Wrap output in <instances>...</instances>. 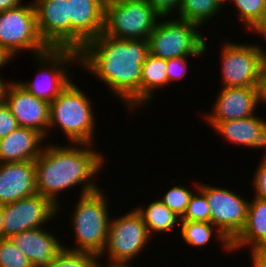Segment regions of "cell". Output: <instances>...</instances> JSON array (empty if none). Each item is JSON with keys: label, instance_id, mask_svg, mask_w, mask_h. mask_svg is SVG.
<instances>
[{"label": "cell", "instance_id": "obj_1", "mask_svg": "<svg viewBox=\"0 0 266 267\" xmlns=\"http://www.w3.org/2000/svg\"><path fill=\"white\" fill-rule=\"evenodd\" d=\"M149 53L147 39H117L101 33L79 50V67L104 82L133 111L140 108L142 64Z\"/></svg>", "mask_w": 266, "mask_h": 267}, {"label": "cell", "instance_id": "obj_2", "mask_svg": "<svg viewBox=\"0 0 266 267\" xmlns=\"http://www.w3.org/2000/svg\"><path fill=\"white\" fill-rule=\"evenodd\" d=\"M44 145L41 154L34 161L36 191L48 198L58 211L62 208L58 198L63 191L81 185L82 196L100 189L93 178L103 170L106 158L97 152L93 145Z\"/></svg>", "mask_w": 266, "mask_h": 267}, {"label": "cell", "instance_id": "obj_3", "mask_svg": "<svg viewBox=\"0 0 266 267\" xmlns=\"http://www.w3.org/2000/svg\"><path fill=\"white\" fill-rule=\"evenodd\" d=\"M93 105L82 89L71 81L50 103L48 137L51 130L59 127L69 143L93 145L96 128Z\"/></svg>", "mask_w": 266, "mask_h": 267}, {"label": "cell", "instance_id": "obj_4", "mask_svg": "<svg viewBox=\"0 0 266 267\" xmlns=\"http://www.w3.org/2000/svg\"><path fill=\"white\" fill-rule=\"evenodd\" d=\"M101 189L80 196L74 206L71 225L76 236V245L73 248H64L70 251L89 252L100 255L106 245L111 215L108 197ZM110 215V216H109Z\"/></svg>", "mask_w": 266, "mask_h": 267}, {"label": "cell", "instance_id": "obj_5", "mask_svg": "<svg viewBox=\"0 0 266 267\" xmlns=\"http://www.w3.org/2000/svg\"><path fill=\"white\" fill-rule=\"evenodd\" d=\"M162 17L146 0H105L103 33L117 39H147Z\"/></svg>", "mask_w": 266, "mask_h": 267}, {"label": "cell", "instance_id": "obj_6", "mask_svg": "<svg viewBox=\"0 0 266 267\" xmlns=\"http://www.w3.org/2000/svg\"><path fill=\"white\" fill-rule=\"evenodd\" d=\"M200 27L178 18L163 17L148 38L149 52L164 60L186 55H203L207 50Z\"/></svg>", "mask_w": 266, "mask_h": 267}, {"label": "cell", "instance_id": "obj_7", "mask_svg": "<svg viewBox=\"0 0 266 267\" xmlns=\"http://www.w3.org/2000/svg\"><path fill=\"white\" fill-rule=\"evenodd\" d=\"M38 62L39 78L34 81H18L28 92L37 98L48 102L55 100L59 94L72 81L70 68L79 63V51L67 48H49L48 50L35 55ZM78 62V63H77ZM70 64V66H69Z\"/></svg>", "mask_w": 266, "mask_h": 267}, {"label": "cell", "instance_id": "obj_8", "mask_svg": "<svg viewBox=\"0 0 266 267\" xmlns=\"http://www.w3.org/2000/svg\"><path fill=\"white\" fill-rule=\"evenodd\" d=\"M0 46L13 57L24 50L37 55L49 49L40 37L33 2L0 12Z\"/></svg>", "mask_w": 266, "mask_h": 267}, {"label": "cell", "instance_id": "obj_9", "mask_svg": "<svg viewBox=\"0 0 266 267\" xmlns=\"http://www.w3.org/2000/svg\"><path fill=\"white\" fill-rule=\"evenodd\" d=\"M147 227L140 213L133 208L125 215L111 218L106 245L100 257L108 254V261L130 263L148 245Z\"/></svg>", "mask_w": 266, "mask_h": 267}, {"label": "cell", "instance_id": "obj_10", "mask_svg": "<svg viewBox=\"0 0 266 267\" xmlns=\"http://www.w3.org/2000/svg\"><path fill=\"white\" fill-rule=\"evenodd\" d=\"M220 51L221 87L258 86L261 61L266 52L262 46L226 41Z\"/></svg>", "mask_w": 266, "mask_h": 267}, {"label": "cell", "instance_id": "obj_11", "mask_svg": "<svg viewBox=\"0 0 266 267\" xmlns=\"http://www.w3.org/2000/svg\"><path fill=\"white\" fill-rule=\"evenodd\" d=\"M210 208V223L230 242L242 231L247 219L249 201L231 189L199 183Z\"/></svg>", "mask_w": 266, "mask_h": 267}, {"label": "cell", "instance_id": "obj_12", "mask_svg": "<svg viewBox=\"0 0 266 267\" xmlns=\"http://www.w3.org/2000/svg\"><path fill=\"white\" fill-rule=\"evenodd\" d=\"M59 215L58 208L39 193L3 205V239L40 228Z\"/></svg>", "mask_w": 266, "mask_h": 267}, {"label": "cell", "instance_id": "obj_13", "mask_svg": "<svg viewBox=\"0 0 266 267\" xmlns=\"http://www.w3.org/2000/svg\"><path fill=\"white\" fill-rule=\"evenodd\" d=\"M4 102L19 127L31 128L48 137L50 104L28 92L17 81L8 82Z\"/></svg>", "mask_w": 266, "mask_h": 267}, {"label": "cell", "instance_id": "obj_14", "mask_svg": "<svg viewBox=\"0 0 266 267\" xmlns=\"http://www.w3.org/2000/svg\"><path fill=\"white\" fill-rule=\"evenodd\" d=\"M40 37L49 48L70 49L69 0H33Z\"/></svg>", "mask_w": 266, "mask_h": 267}, {"label": "cell", "instance_id": "obj_15", "mask_svg": "<svg viewBox=\"0 0 266 267\" xmlns=\"http://www.w3.org/2000/svg\"><path fill=\"white\" fill-rule=\"evenodd\" d=\"M213 111L205 115L206 123L212 128L219 122L238 120L256 114L259 105L258 86L221 87Z\"/></svg>", "mask_w": 266, "mask_h": 267}, {"label": "cell", "instance_id": "obj_16", "mask_svg": "<svg viewBox=\"0 0 266 267\" xmlns=\"http://www.w3.org/2000/svg\"><path fill=\"white\" fill-rule=\"evenodd\" d=\"M105 0H69L70 49L79 51L103 33Z\"/></svg>", "mask_w": 266, "mask_h": 267}, {"label": "cell", "instance_id": "obj_17", "mask_svg": "<svg viewBox=\"0 0 266 267\" xmlns=\"http://www.w3.org/2000/svg\"><path fill=\"white\" fill-rule=\"evenodd\" d=\"M37 193L34 161L0 163V205Z\"/></svg>", "mask_w": 266, "mask_h": 267}, {"label": "cell", "instance_id": "obj_18", "mask_svg": "<svg viewBox=\"0 0 266 267\" xmlns=\"http://www.w3.org/2000/svg\"><path fill=\"white\" fill-rule=\"evenodd\" d=\"M45 227L34 228L12 235L9 239L31 263V267H49L64 248L61 241Z\"/></svg>", "mask_w": 266, "mask_h": 267}, {"label": "cell", "instance_id": "obj_19", "mask_svg": "<svg viewBox=\"0 0 266 267\" xmlns=\"http://www.w3.org/2000/svg\"><path fill=\"white\" fill-rule=\"evenodd\" d=\"M256 115L219 122L212 129L228 143L253 149H266V120Z\"/></svg>", "mask_w": 266, "mask_h": 267}, {"label": "cell", "instance_id": "obj_20", "mask_svg": "<svg viewBox=\"0 0 266 267\" xmlns=\"http://www.w3.org/2000/svg\"><path fill=\"white\" fill-rule=\"evenodd\" d=\"M45 139L34 129L17 128L0 139V163L35 161L44 148Z\"/></svg>", "mask_w": 266, "mask_h": 267}, {"label": "cell", "instance_id": "obj_21", "mask_svg": "<svg viewBox=\"0 0 266 267\" xmlns=\"http://www.w3.org/2000/svg\"><path fill=\"white\" fill-rule=\"evenodd\" d=\"M266 245V201L257 197L250 199L247 219L240 234L231 242L232 253L246 247ZM241 248V249H240Z\"/></svg>", "mask_w": 266, "mask_h": 267}, {"label": "cell", "instance_id": "obj_22", "mask_svg": "<svg viewBox=\"0 0 266 267\" xmlns=\"http://www.w3.org/2000/svg\"><path fill=\"white\" fill-rule=\"evenodd\" d=\"M166 60L148 54L146 61L142 64L140 81V107L145 106L152 100L153 93L168 86Z\"/></svg>", "mask_w": 266, "mask_h": 267}, {"label": "cell", "instance_id": "obj_23", "mask_svg": "<svg viewBox=\"0 0 266 267\" xmlns=\"http://www.w3.org/2000/svg\"><path fill=\"white\" fill-rule=\"evenodd\" d=\"M135 209L142 216L151 238L154 233L167 232L180 225L181 218L172 212L160 199L152 201L146 208L141 205V207H135Z\"/></svg>", "mask_w": 266, "mask_h": 267}, {"label": "cell", "instance_id": "obj_24", "mask_svg": "<svg viewBox=\"0 0 266 267\" xmlns=\"http://www.w3.org/2000/svg\"><path fill=\"white\" fill-rule=\"evenodd\" d=\"M180 234L186 244L192 247H201L208 245L211 242V238L216 236L222 248L229 253L232 251L231 242L210 222H193L180 220ZM215 228V229H214ZM216 231V232H214ZM214 233V234H213Z\"/></svg>", "mask_w": 266, "mask_h": 267}, {"label": "cell", "instance_id": "obj_25", "mask_svg": "<svg viewBox=\"0 0 266 267\" xmlns=\"http://www.w3.org/2000/svg\"><path fill=\"white\" fill-rule=\"evenodd\" d=\"M218 0H182L179 11L176 12L178 19L197 24L200 28L207 20L217 16L222 10Z\"/></svg>", "mask_w": 266, "mask_h": 267}, {"label": "cell", "instance_id": "obj_26", "mask_svg": "<svg viewBox=\"0 0 266 267\" xmlns=\"http://www.w3.org/2000/svg\"><path fill=\"white\" fill-rule=\"evenodd\" d=\"M99 257L93 253L70 251L63 248L49 267H95Z\"/></svg>", "mask_w": 266, "mask_h": 267}, {"label": "cell", "instance_id": "obj_27", "mask_svg": "<svg viewBox=\"0 0 266 267\" xmlns=\"http://www.w3.org/2000/svg\"><path fill=\"white\" fill-rule=\"evenodd\" d=\"M229 3L236 6L237 16L247 30L256 24L266 8V0H230Z\"/></svg>", "mask_w": 266, "mask_h": 267}, {"label": "cell", "instance_id": "obj_28", "mask_svg": "<svg viewBox=\"0 0 266 267\" xmlns=\"http://www.w3.org/2000/svg\"><path fill=\"white\" fill-rule=\"evenodd\" d=\"M194 192L185 186H172L163 197L161 201L177 216L182 218L187 210L190 198Z\"/></svg>", "mask_w": 266, "mask_h": 267}, {"label": "cell", "instance_id": "obj_29", "mask_svg": "<svg viewBox=\"0 0 266 267\" xmlns=\"http://www.w3.org/2000/svg\"><path fill=\"white\" fill-rule=\"evenodd\" d=\"M197 193L192 194L187 210L181 220L193 222H210V208L207 203L205 194L198 188L199 182L197 181Z\"/></svg>", "mask_w": 266, "mask_h": 267}, {"label": "cell", "instance_id": "obj_30", "mask_svg": "<svg viewBox=\"0 0 266 267\" xmlns=\"http://www.w3.org/2000/svg\"><path fill=\"white\" fill-rule=\"evenodd\" d=\"M0 267H31V263L9 238H4L0 239Z\"/></svg>", "mask_w": 266, "mask_h": 267}, {"label": "cell", "instance_id": "obj_31", "mask_svg": "<svg viewBox=\"0 0 266 267\" xmlns=\"http://www.w3.org/2000/svg\"><path fill=\"white\" fill-rule=\"evenodd\" d=\"M191 56H194V58L197 56L201 57V55H186L166 60L168 85L171 82L173 83V80H181L183 77H185L188 69L187 58Z\"/></svg>", "mask_w": 266, "mask_h": 267}, {"label": "cell", "instance_id": "obj_32", "mask_svg": "<svg viewBox=\"0 0 266 267\" xmlns=\"http://www.w3.org/2000/svg\"><path fill=\"white\" fill-rule=\"evenodd\" d=\"M261 160L259 167L256 168L251 185L254 187V197L266 201V155H263Z\"/></svg>", "mask_w": 266, "mask_h": 267}, {"label": "cell", "instance_id": "obj_33", "mask_svg": "<svg viewBox=\"0 0 266 267\" xmlns=\"http://www.w3.org/2000/svg\"><path fill=\"white\" fill-rule=\"evenodd\" d=\"M19 128L17 120L5 102L0 103V139Z\"/></svg>", "mask_w": 266, "mask_h": 267}, {"label": "cell", "instance_id": "obj_34", "mask_svg": "<svg viewBox=\"0 0 266 267\" xmlns=\"http://www.w3.org/2000/svg\"><path fill=\"white\" fill-rule=\"evenodd\" d=\"M147 3L163 18L174 11H179L182 0H146ZM176 10V11H175Z\"/></svg>", "mask_w": 266, "mask_h": 267}, {"label": "cell", "instance_id": "obj_35", "mask_svg": "<svg viewBox=\"0 0 266 267\" xmlns=\"http://www.w3.org/2000/svg\"><path fill=\"white\" fill-rule=\"evenodd\" d=\"M259 103L266 104V52L263 55L260 68V78L258 83Z\"/></svg>", "mask_w": 266, "mask_h": 267}, {"label": "cell", "instance_id": "obj_36", "mask_svg": "<svg viewBox=\"0 0 266 267\" xmlns=\"http://www.w3.org/2000/svg\"><path fill=\"white\" fill-rule=\"evenodd\" d=\"M249 252H251L253 267H266V245L252 248Z\"/></svg>", "mask_w": 266, "mask_h": 267}, {"label": "cell", "instance_id": "obj_37", "mask_svg": "<svg viewBox=\"0 0 266 267\" xmlns=\"http://www.w3.org/2000/svg\"><path fill=\"white\" fill-rule=\"evenodd\" d=\"M254 31L255 34L261 35L264 37V40L266 38V8L264 12L262 13L261 18L256 22V24L250 29V31Z\"/></svg>", "mask_w": 266, "mask_h": 267}, {"label": "cell", "instance_id": "obj_38", "mask_svg": "<svg viewBox=\"0 0 266 267\" xmlns=\"http://www.w3.org/2000/svg\"><path fill=\"white\" fill-rule=\"evenodd\" d=\"M23 0H0V12L15 8L22 4Z\"/></svg>", "mask_w": 266, "mask_h": 267}, {"label": "cell", "instance_id": "obj_39", "mask_svg": "<svg viewBox=\"0 0 266 267\" xmlns=\"http://www.w3.org/2000/svg\"><path fill=\"white\" fill-rule=\"evenodd\" d=\"M12 59H15L9 52L0 46V69L8 64Z\"/></svg>", "mask_w": 266, "mask_h": 267}, {"label": "cell", "instance_id": "obj_40", "mask_svg": "<svg viewBox=\"0 0 266 267\" xmlns=\"http://www.w3.org/2000/svg\"><path fill=\"white\" fill-rule=\"evenodd\" d=\"M99 259H101L100 257L98 258L95 267H105V265L100 264ZM99 261V262H98ZM106 267H133L130 265V263H125V262H111L109 261L108 264L106 265Z\"/></svg>", "mask_w": 266, "mask_h": 267}, {"label": "cell", "instance_id": "obj_41", "mask_svg": "<svg viewBox=\"0 0 266 267\" xmlns=\"http://www.w3.org/2000/svg\"><path fill=\"white\" fill-rule=\"evenodd\" d=\"M7 84V81L5 82L4 79L0 77V103L4 102V94Z\"/></svg>", "mask_w": 266, "mask_h": 267}, {"label": "cell", "instance_id": "obj_42", "mask_svg": "<svg viewBox=\"0 0 266 267\" xmlns=\"http://www.w3.org/2000/svg\"><path fill=\"white\" fill-rule=\"evenodd\" d=\"M0 239H3V205H0Z\"/></svg>", "mask_w": 266, "mask_h": 267}, {"label": "cell", "instance_id": "obj_43", "mask_svg": "<svg viewBox=\"0 0 266 267\" xmlns=\"http://www.w3.org/2000/svg\"><path fill=\"white\" fill-rule=\"evenodd\" d=\"M218 1L223 6V4L225 5V3L229 2L230 0H218Z\"/></svg>", "mask_w": 266, "mask_h": 267}]
</instances>
